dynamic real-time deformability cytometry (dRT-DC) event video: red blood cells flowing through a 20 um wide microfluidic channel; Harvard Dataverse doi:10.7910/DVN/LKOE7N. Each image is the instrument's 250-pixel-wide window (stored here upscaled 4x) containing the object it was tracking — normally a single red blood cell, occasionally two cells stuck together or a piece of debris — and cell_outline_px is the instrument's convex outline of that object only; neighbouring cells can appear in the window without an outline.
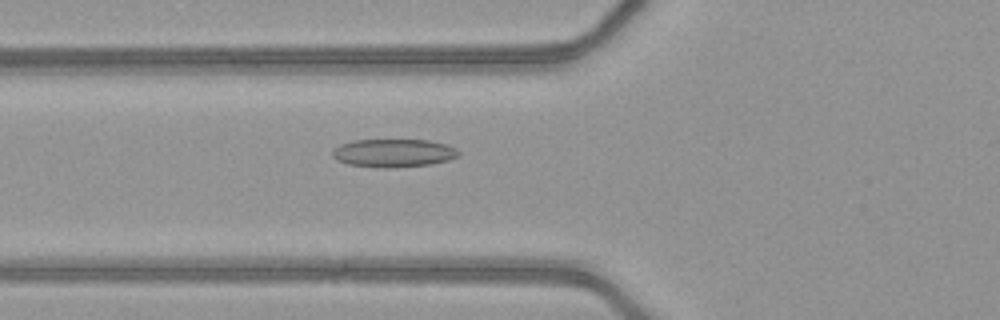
{"species": "common noctule bat (a hibernating species)", "species_latin": "Nyctalus noctula", "temperature_condition": "warm", "stored_images_in_passage": 42, "camera_frame_rate_fps": 3000, "um_per_image_px": 0.085, "animal": {"sex": "female", "body_mass_g": 21.9}, "frame": {"image": 1, "passage_image": 11, "time_ms": 3.333, "image_size_px": [1000, 320], "cell_outline_px": [[460, 152], [456, 156], [448, 160], [428, 164], [392, 168], [348, 164], [336, 160], [332, 156], [332, 148], [340, 144], [356, 140], [428, 140], [448, 144], [456, 148]], "centroid_in_image_um": [33.43, 12.99], "position_along_channel_um": 92.4, "area_um2": 20.58}}
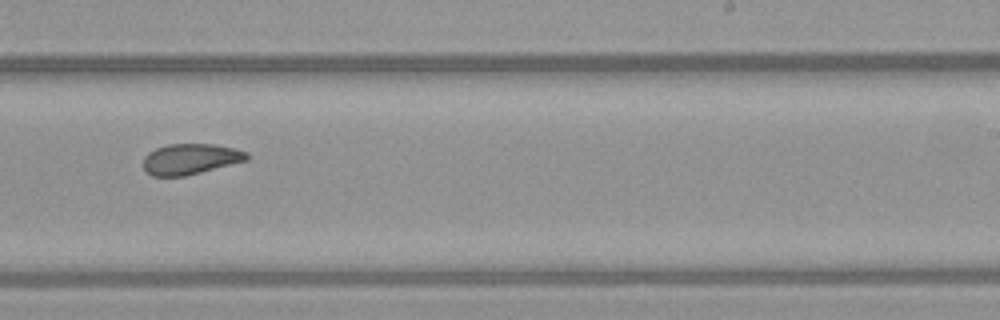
{"frame": {"image": 2, "passage_image": 24, "time_ms": 7.667, "image_size_px": [1000, 320], "cell_outline_px": [[248, 160], [184, 176], [152, 176], [144, 168], [144, 156], [148, 152], [156, 148], [168, 144], [216, 144], [248, 152]], "centroid_in_image_um": [16.18, 13.51], "position_along_channel_um": 272.8, "area_um2": 18.38}}
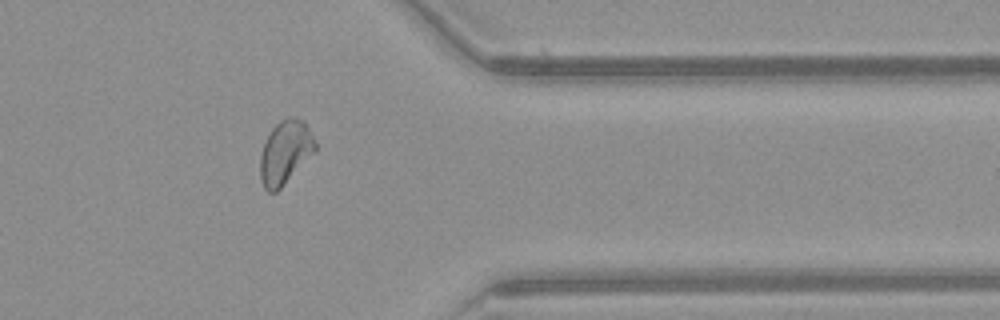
{"frame": {"image": 3, "passage_image": 33, "time_ms": 10.667, "image_size_px": [1000, 320], "cell_outline_px": [[316, 152], [276, 192], [268, 192], [264, 188], [260, 180], [260, 156], [264, 144], [272, 128], [280, 120], [288, 116], [292, 116], [304, 120], [316, 144]], "centroid_in_image_um": [24.25, 12.95], "position_along_channel_um": 387.2, "area_um2": 20.4}, "authors_computed_cell_mechanics": {"area_um2": 20.1433, "velocity_mm_per_s": 4.1457, "shape_relaxation_time_tau1_ms": null, "shape_relaxation_time_tau2_ms": 1.9857, "deformation_change_tau1": null, "deformation_change_tau2": 0.0856}}